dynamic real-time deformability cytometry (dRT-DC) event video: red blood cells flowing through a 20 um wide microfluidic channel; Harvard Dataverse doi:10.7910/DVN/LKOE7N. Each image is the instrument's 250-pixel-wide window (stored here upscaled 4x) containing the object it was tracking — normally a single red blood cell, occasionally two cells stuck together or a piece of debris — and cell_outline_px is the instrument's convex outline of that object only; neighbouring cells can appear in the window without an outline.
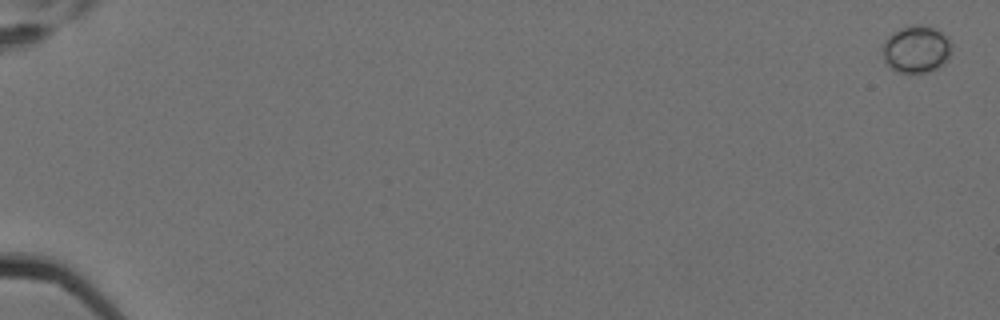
{"species": "Egyptian fruit bat (a non-hibernating species)", "species_latin": "Rousettus aegyptiacus", "temperature_condition": "cold", "stored_images_in_passage": 6, "camera_frame_rate_fps": 3000, "um_per_image_px": 0.085, "animal": {"sex": "female"}, "frame": {"image": 1, "passage_image": 1, "time_ms": 0.0, "image_size_px": [1000, 320], "cell_outline_px": [[952, 52], [948, 60], [944, 64], [928, 72], [896, 72], [884, 64], [880, 48], [884, 40], [892, 32], [908, 24], [920, 24], [932, 28], [948, 36], [952, 44]], "centroid_in_image_um": [77.85, 4.18], "position_along_channel_um": 7.2, "area_um2": 19.65}}
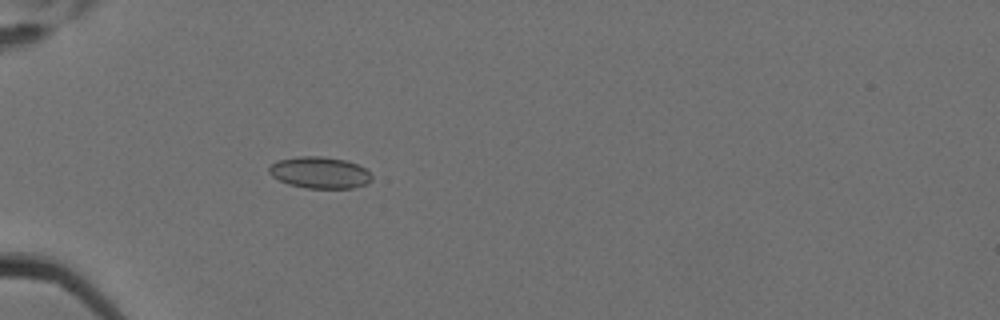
{"frame": {"image": 2, "passage_image": 6, "time_ms": 1.667, "image_size_px": [1000, 320], "cell_outline_px": [[372, 180], [364, 184], [352, 188], [308, 188], [288, 184], [272, 176], [268, 172], [268, 168], [272, 164], [280, 160], [300, 156], [320, 156], [344, 160], [356, 164], [364, 168], [372, 176]], "centroid_in_image_um": [27.16, 14.67], "position_along_channel_um": 57.8, "area_um2": 18.61}}